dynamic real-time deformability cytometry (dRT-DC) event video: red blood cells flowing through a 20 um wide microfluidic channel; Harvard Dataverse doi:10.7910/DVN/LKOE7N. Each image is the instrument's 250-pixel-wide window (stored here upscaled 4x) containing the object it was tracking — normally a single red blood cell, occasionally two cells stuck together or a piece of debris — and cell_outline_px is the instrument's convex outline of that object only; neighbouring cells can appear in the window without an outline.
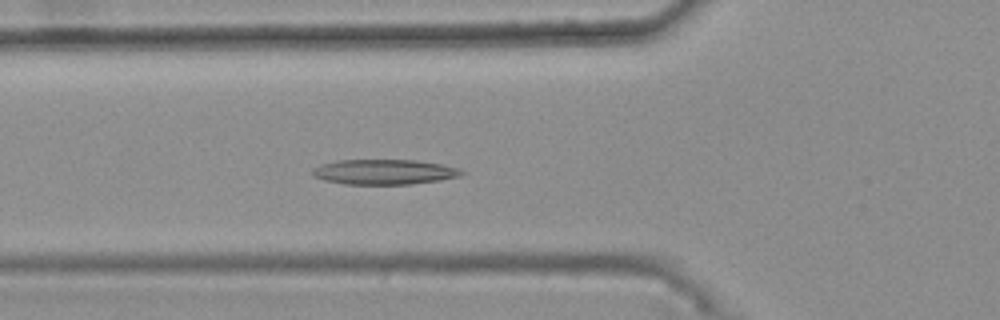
{"species": "common noctule bat (a hibernating species)", "species_latin": "Nyctalus noctula", "temperature_condition": "warm", "stored_images_in_passage": 45, "camera_frame_rate_fps": 3000, "um_per_image_px": 0.085, "animal": {"sex": "female", "body_mass_g": 25.1}, "frame": {"image": 1, "passage_image": 19, "time_ms": 6.0, "image_size_px": [1000, 320], "cell_outline_px": [[464, 172], [460, 176], [440, 180], [412, 184], [344, 184], [324, 180], [312, 176], [312, 168], [320, 164], [336, 160], [416, 160], [440, 164], [460, 168]], "centroid_in_image_um": [32.62, 14.61], "position_along_channel_um": 93.2, "area_um2": 21.91}}
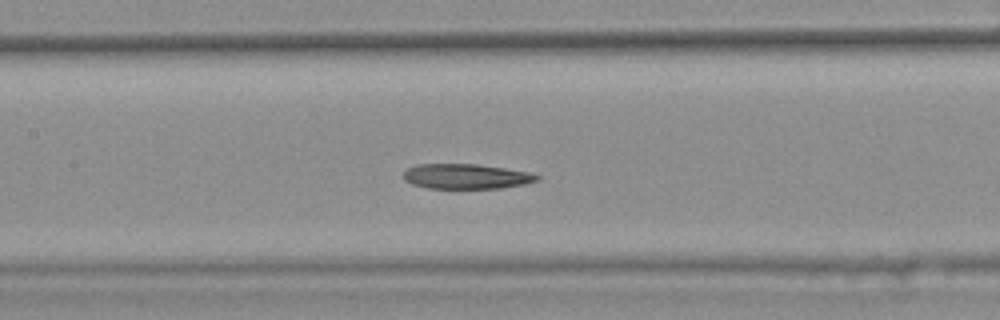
{"frame": {"image": 2, "passage_image": 25, "time_ms": 8.0, "image_size_px": [1000, 320], "cell_outline_px": [[540, 180], [524, 184], [500, 188], [428, 188], [412, 184], [404, 180], [404, 172], [408, 168], [416, 164], [476, 164], [504, 168], [528, 172], [540, 176]], "centroid_in_image_um": [39.62, 14.99], "position_along_channel_um": 167.8, "area_um2": 19.36}}
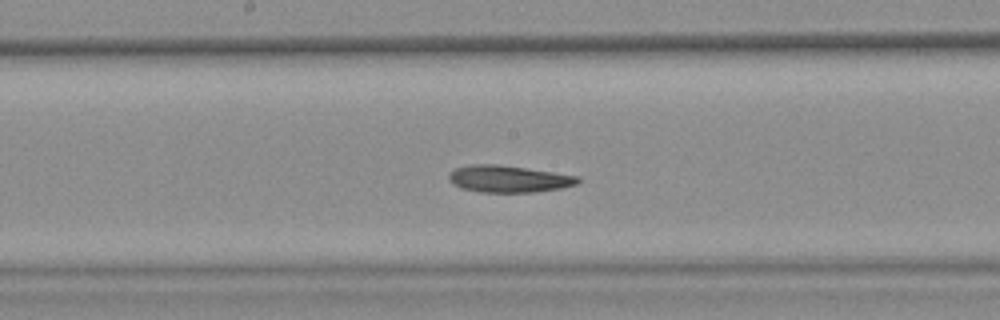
{"frame": {"image": 3, "passage_image": 28, "time_ms": 9.0, "image_size_px": [1000, 320], "cell_outline_px": [[580, 180], [576, 184], [560, 188], [532, 192], [480, 192], [460, 188], [448, 180], [448, 176], [456, 168], [472, 164], [500, 164], [580, 176]], "centroid_in_image_um": [43.22, 15.2], "position_along_channel_um": 205.0, "area_um2": 20.17}, "authors_computed_cell_mechanics": {"area_um2": 20.9814, "velocity_mm_per_s": 3.7307, "shape_relaxation_time_tau1_ms": 10.612, "shape_relaxation_time_tau2_ms": 8.2765, "deformation_change_tau1": 0.2349, "deformation_change_tau2": 0.1467}}